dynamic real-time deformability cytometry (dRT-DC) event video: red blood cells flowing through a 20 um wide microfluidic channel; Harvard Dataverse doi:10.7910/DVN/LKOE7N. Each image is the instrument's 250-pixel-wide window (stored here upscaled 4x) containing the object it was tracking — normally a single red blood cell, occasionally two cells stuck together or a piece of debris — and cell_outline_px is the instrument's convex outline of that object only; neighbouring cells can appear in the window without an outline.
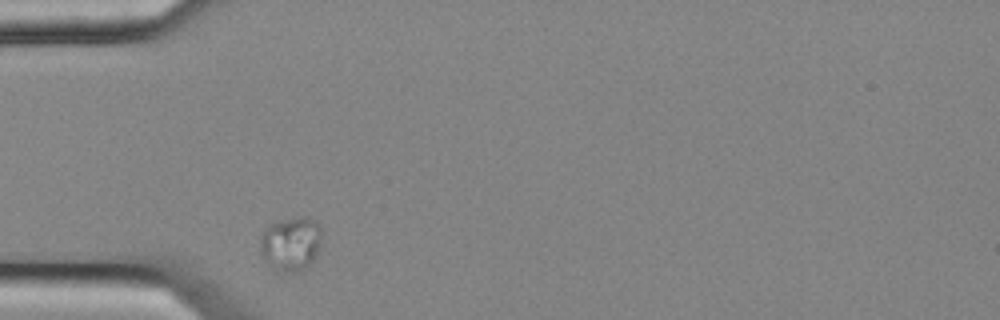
{"species": "common noctule bat (a hibernating species)", "species_latin": "Nyctalus noctula", "temperature_condition": "cold", "stored_images_in_passage": 31, "camera_frame_rate_fps": 3000, "um_per_image_px": 0.085, "animal": {"sex": "female", "body_mass_g": 25.1}, "frame": {"image": 1, "passage_image": 1, "time_ms": 0.0, "image_size_px": [1000, 320], "cell_outline_px": [[320, 244], [308, 268], [300, 272], [280, 272], [272, 268], [260, 252], [260, 236], [264, 228], [280, 220], [300, 216], [316, 220], [320, 228]], "centroid_in_image_um": [24.7, 20.73], "position_along_channel_um": 60.3, "area_um2": 19.48}}
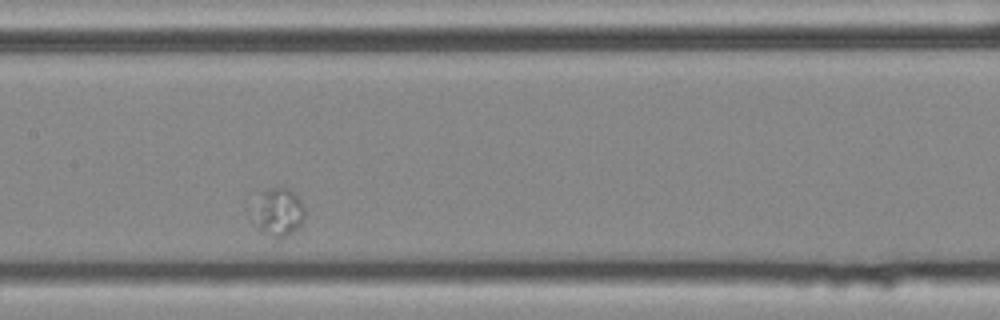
{"frame": {"image": 2, "passage_image": 13, "time_ms": 4.0, "image_size_px": [1000, 320], "cell_outline_px": [[304, 216], [300, 224], [296, 228], [284, 236], [276, 236], [264, 232], [256, 228], [252, 224], [248, 212], [260, 192], [268, 188], [292, 188], [300, 200], [304, 208]], "centroid_in_image_um": [23.54, 17.97], "position_along_channel_um": 183.9, "area_um2": 14.85}}
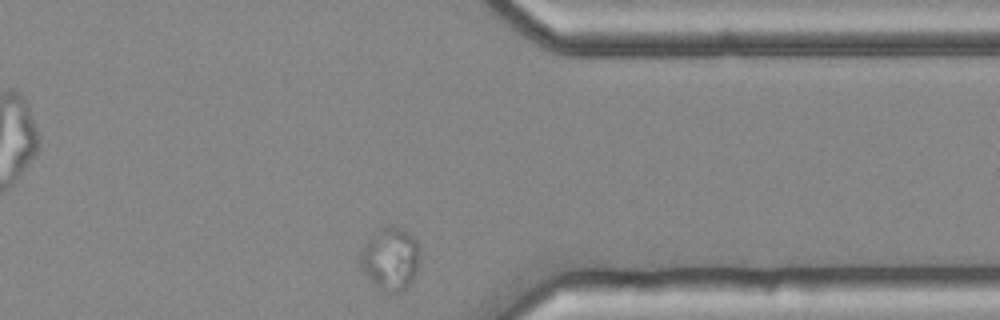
{"frame": {"image": 3, "passage_image": 31, "time_ms": 10.0, "image_size_px": [1000, 320], "cell_outline_px": [[420, 252], [416, 272], [412, 280], [404, 288], [396, 292], [388, 292], [376, 284], [364, 272], [360, 264], [360, 248], [372, 232], [384, 224], [392, 224], [404, 228], [416, 240], [420, 248]], "centroid_in_image_um": [33.17, 21.88], "position_along_channel_um": 378.2, "area_um2": 21.96}}